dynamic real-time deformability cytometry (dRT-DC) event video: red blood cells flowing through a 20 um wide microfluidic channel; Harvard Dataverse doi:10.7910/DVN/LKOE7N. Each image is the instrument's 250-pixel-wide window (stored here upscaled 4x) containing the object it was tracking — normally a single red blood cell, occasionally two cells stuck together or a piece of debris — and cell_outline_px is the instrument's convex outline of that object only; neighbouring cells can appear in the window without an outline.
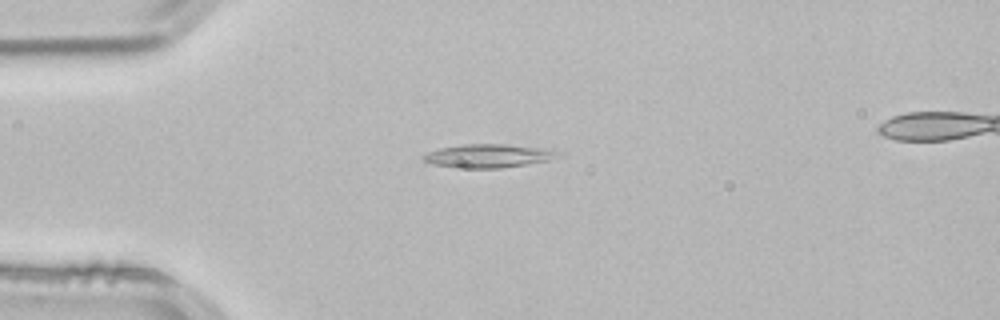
{"species": "common noctule bat (a hibernating species)", "species_latin": "Nyctalus noctula", "temperature_condition": "room temperature", "stored_images_in_passage": 53, "camera_frame_rate_fps": 3000, "um_per_image_px": 0.085, "animal": {"sex": "male", "body_mass_g": 21.5, "forearm_length_mm": 52.0}, "frame": {"image": 1, "passage_image": 13, "time_ms": 4.0, "image_size_px": [1000, 320], "cell_outline_px": [[560, 152], [548, 160], [500, 168], [452, 168], [432, 164], [424, 160], [420, 156], [428, 152], [440, 148], [464, 144], [504, 144], [552, 148]], "centroid_in_image_um": [41.46, 13.24], "position_along_channel_um": 43.5, "area_um2": 18.44}}
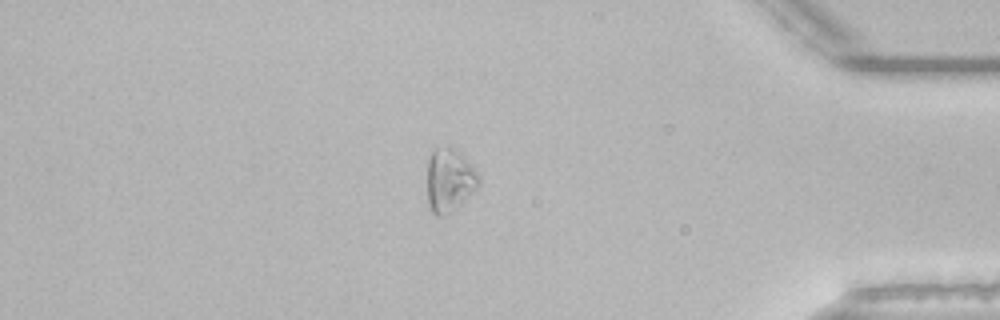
{"frame": {"image": 2, "passage_image": 45, "time_ms": 14.667, "image_size_px": [1000, 320], "cell_outline_px": [[480, 184], [460, 204], [444, 216], [436, 216], [428, 208], [428, 160], [432, 152], [436, 148], [448, 144], [456, 148], [460, 152], [480, 176]], "centroid_in_image_um": [38.19, 15.28], "position_along_channel_um": 397.0, "area_um2": 19.07}}
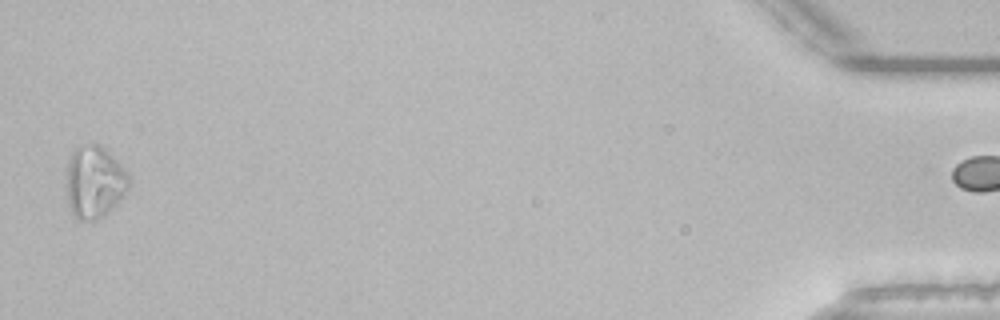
{"frame": {"image": 3, "passage_image": 52, "time_ms": 17.0, "image_size_px": [1000, 320], "cell_outline_px": [[132, 176], [128, 192], [104, 216], [96, 220], [80, 220], [72, 212], [68, 204], [68, 164], [72, 152], [80, 144], [96, 144], [104, 148]], "centroid_in_image_um": [8.08, 15.47], "position_along_channel_um": 427.1, "area_um2": 26.24}}